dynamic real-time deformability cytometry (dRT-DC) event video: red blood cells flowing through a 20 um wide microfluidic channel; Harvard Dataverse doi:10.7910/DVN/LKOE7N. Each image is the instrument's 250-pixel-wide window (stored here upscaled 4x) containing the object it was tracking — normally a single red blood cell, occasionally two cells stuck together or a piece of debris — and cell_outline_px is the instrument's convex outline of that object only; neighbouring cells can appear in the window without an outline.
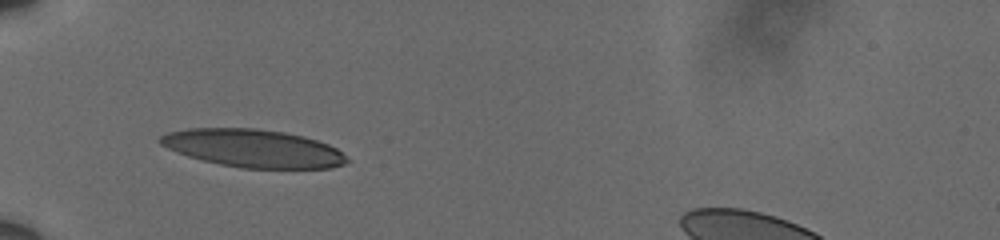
{"species": "human", "species_latin": "Homo sapiens", "temperature_condition": "cold", "stored_images_in_passage": 9, "camera_frame_rate_fps": 3000, "um_per_image_px": 0.085, "donor": {"sex": "male"}, "frame": {"image": 1, "passage_image": 6, "time_ms": 1.667, "image_size_px": [1000, 240], "cell_outline_px": [[352, 160], [344, 164], [332, 168], [240, 168], [220, 164], [188, 156], [176, 152], [160, 144], [160, 136], [168, 132], [188, 128], [256, 128], [284, 132], [304, 136], [328, 144], [336, 148]], "centroid_in_image_um": [21.55, 12.6], "position_along_channel_um": 63.4, "area_um2": 41.27}}
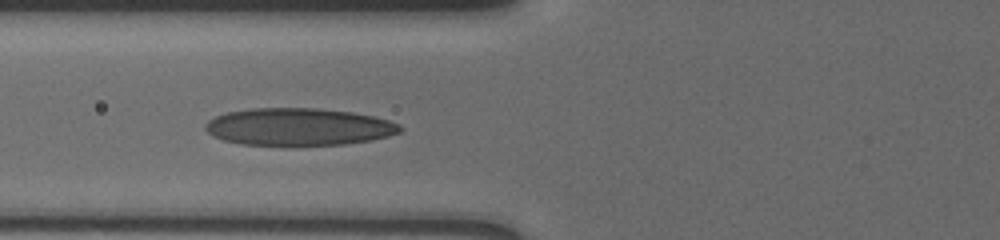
{"frame": {"image": 2, "passage_image": 8, "time_ms": 2.333, "image_size_px": [1000, 240], "cell_outline_px": [[404, 128], [400, 132], [388, 136], [368, 140], [344, 144], [240, 144], [224, 140], [212, 136], [204, 128], [204, 124], [208, 120], [216, 116], [228, 112], [252, 108], [316, 108], [352, 112], [372, 116], [388, 120], [400, 124]], "centroid_in_image_um": [25.37, 10.76], "position_along_channel_um": 100.4, "area_um2": 41.96}}
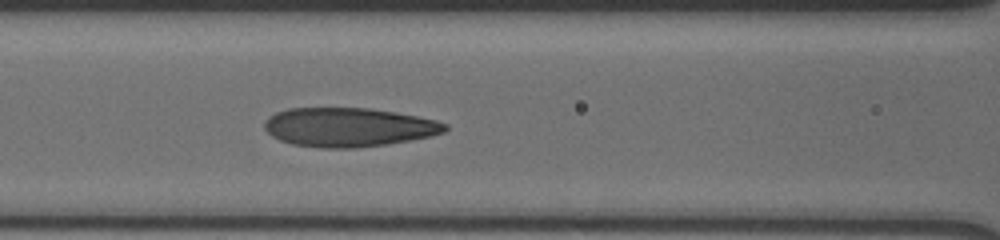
{"frame": {"image": 3, "passage_image": 9, "time_ms": 2.667, "image_size_px": [1000, 240], "cell_outline_px": [[448, 128], [444, 132], [432, 136], [388, 144], [356, 148], [320, 148], [292, 144], [280, 140], [272, 136], [264, 128], [264, 120], [268, 116], [276, 112], [288, 108], [368, 108], [396, 112], [436, 120], [448, 124]], "centroid_in_image_um": [29.62, 10.81], "position_along_channel_um": 137.0, "area_um2": 41.27}}